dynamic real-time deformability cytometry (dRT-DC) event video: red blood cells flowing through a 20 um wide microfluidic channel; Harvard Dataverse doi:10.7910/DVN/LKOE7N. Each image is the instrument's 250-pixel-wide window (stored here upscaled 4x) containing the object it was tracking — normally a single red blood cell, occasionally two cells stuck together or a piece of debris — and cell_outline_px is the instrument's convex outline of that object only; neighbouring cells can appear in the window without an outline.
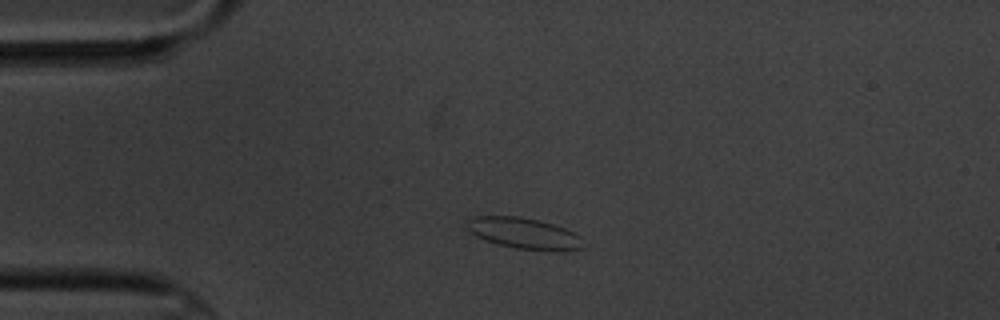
{"species": "common noctule bat (a hibernating species)", "species_latin": "Nyctalus noctula", "temperature_condition": "cold", "stored_images_in_passage": 4, "camera_frame_rate_fps": 3000, "um_per_image_px": 0.085, "animal": {"sex": "male", "body_mass_g": 20.1, "forearm_length_mm": 53.5}, "frame": {"image": 1, "passage_image": 2, "time_ms": 1.0, "image_size_px": [1000, 320], "cell_outline_px": [[584, 248], [568, 252], [548, 252], [516, 248], [496, 244], [476, 236], [468, 228], [468, 220], [472, 216], [520, 216], [540, 220], [564, 228], [580, 236]], "centroid_in_image_um": [44.61, 19.86], "position_along_channel_um": 40.4, "area_um2": 21.39}}
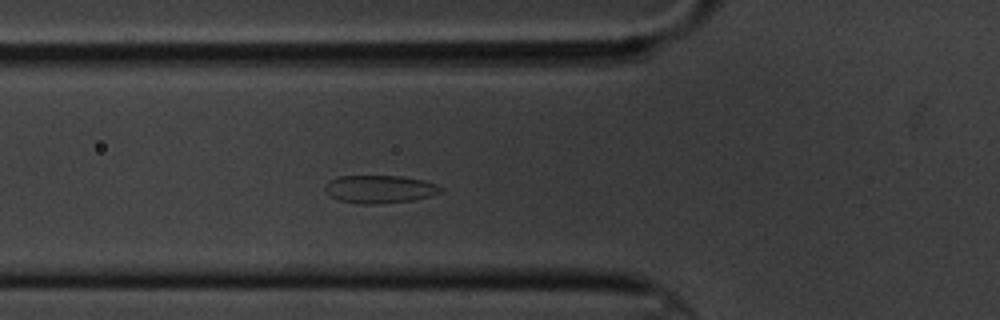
{"frame": {"image": 2, "passage_image": 4, "time_ms": 3.333, "image_size_px": [1000, 320], "cell_outline_px": [[444, 192], [412, 200], [380, 204], [360, 204], [340, 200], [332, 196], [324, 188], [324, 184], [328, 180], [340, 176], [400, 176], [424, 180], [436, 184], [444, 188]], "centroid_in_image_um": [32.3, 16.07], "position_along_channel_um": 93.5, "area_um2": 18.84}}